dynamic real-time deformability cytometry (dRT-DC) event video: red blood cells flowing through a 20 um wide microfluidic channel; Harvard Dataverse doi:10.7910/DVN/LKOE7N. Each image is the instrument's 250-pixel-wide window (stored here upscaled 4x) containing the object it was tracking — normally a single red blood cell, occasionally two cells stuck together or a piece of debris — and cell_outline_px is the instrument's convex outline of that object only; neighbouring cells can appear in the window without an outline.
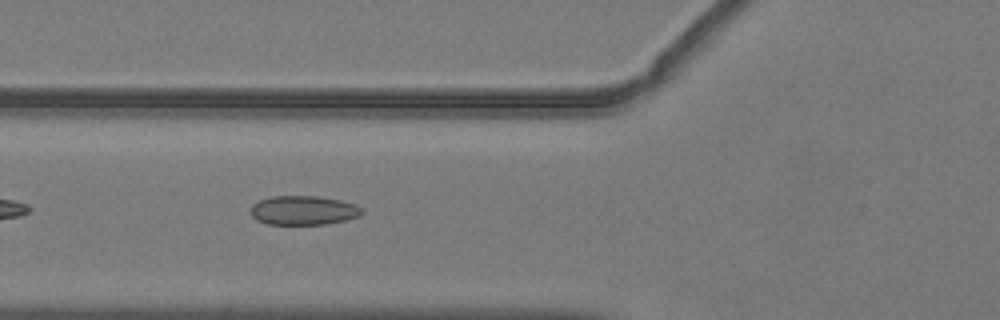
{"species": "common noctule bat (a hibernating species)", "species_latin": "Nyctalus noctula", "temperature_condition": "warm", "stored_images_in_passage": 37, "camera_frame_rate_fps": 3000, "um_per_image_px": 0.085, "animal": {"sex": "male", "body_mass_g": 19.2, "forearm_length_mm": 51.8}, "frame": {"image": 1, "passage_image": 5, "time_ms": 1.333, "image_size_px": [1000, 320], "cell_outline_px": [[364, 212], [360, 216], [344, 220], [324, 224], [268, 224], [256, 220], [252, 216], [252, 204], [260, 200], [272, 196], [320, 196], [340, 200], [356, 204]], "centroid_in_image_um": [25.8, 17.87], "position_along_channel_um": 100.0, "area_um2": 18.84}}
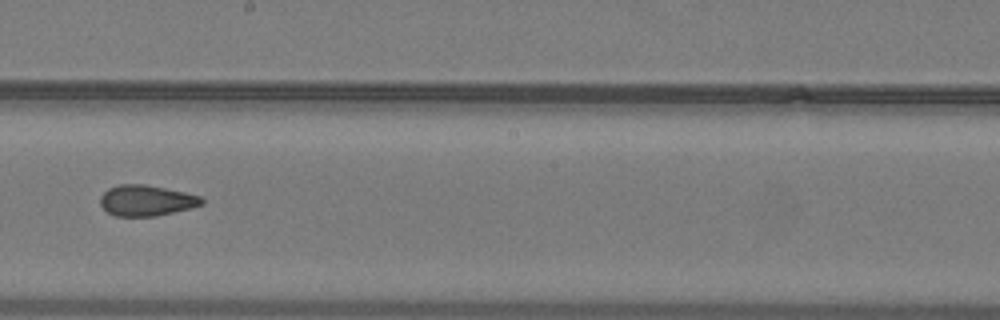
{"frame": {"image": 2, "passage_image": 15, "time_ms": 4.667, "image_size_px": [1000, 320], "cell_outline_px": [[204, 204], [156, 216], [116, 216], [108, 212], [100, 204], [100, 196], [108, 188], [120, 184], [144, 184], [184, 192], [200, 196], [204, 200]], "centroid_in_image_um": [12.42, 17.04], "position_along_channel_um": 235.8, "area_um2": 18.03}}
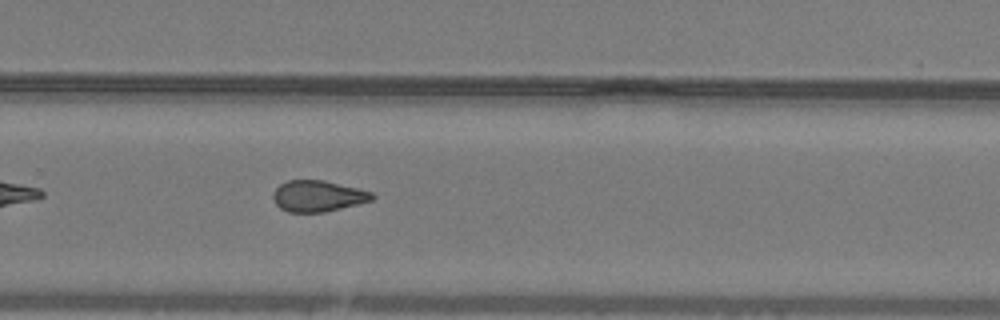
{"frame": {"image": 3, "passage_image": 20, "time_ms": 6.333, "image_size_px": [1000, 320], "cell_outline_px": [[376, 196], [372, 200], [324, 212], [288, 212], [280, 208], [276, 204], [272, 196], [276, 188], [280, 184], [288, 180], [324, 180], [372, 192]], "centroid_in_image_um": [27.0, 16.66], "position_along_channel_um": 302.8, "area_um2": 17.8}, "authors_computed_cell_mechanics": {"area_um2": 18.5538, "velocity_mm_per_s": 4.0559, "shape_relaxation_time_tau1_ms": null, "shape_relaxation_time_tau2_ms": 2.5997, "deformation_change_tau1": null, "deformation_change_tau2": 0.0835}}